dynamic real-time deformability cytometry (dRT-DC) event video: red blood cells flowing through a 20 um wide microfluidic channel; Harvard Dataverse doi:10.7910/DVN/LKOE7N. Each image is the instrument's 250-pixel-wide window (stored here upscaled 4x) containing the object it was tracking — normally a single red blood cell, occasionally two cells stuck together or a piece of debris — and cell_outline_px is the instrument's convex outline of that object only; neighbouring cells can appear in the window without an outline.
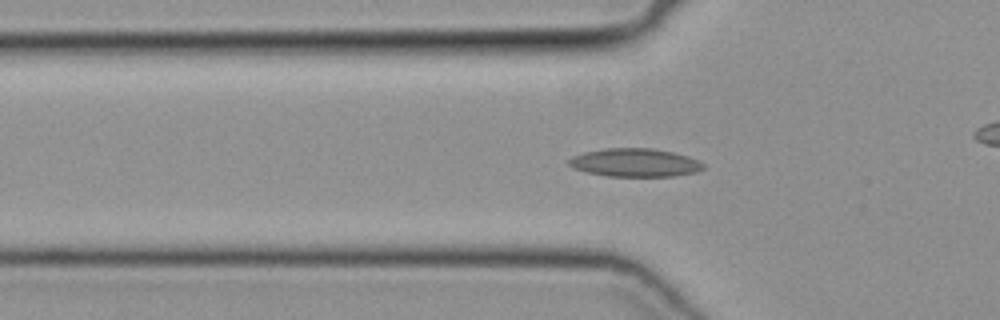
{"species": "common noctule bat (a hibernating species)", "species_latin": "Nyctalus noctula", "temperature_condition": "cold", "stored_images_in_passage": 33, "camera_frame_rate_fps": 3000, "um_per_image_px": 0.085, "animal": {"sex": "female", "body_mass_g": 19.3, "forearm_length_mm": 54.1}, "frame": {"image": 1, "passage_image": 5, "time_ms": 1.333, "image_size_px": [1000, 320], "cell_outline_px": [[704, 168], [696, 172], [676, 176], [608, 176], [588, 172], [572, 168], [568, 164], [568, 160], [572, 156], [584, 152], [604, 148], [652, 148], [672, 152], [688, 156], [704, 164]], "centroid_in_image_um": [53.95, 13.82], "position_along_channel_um": 71.8, "area_um2": 22.14}}
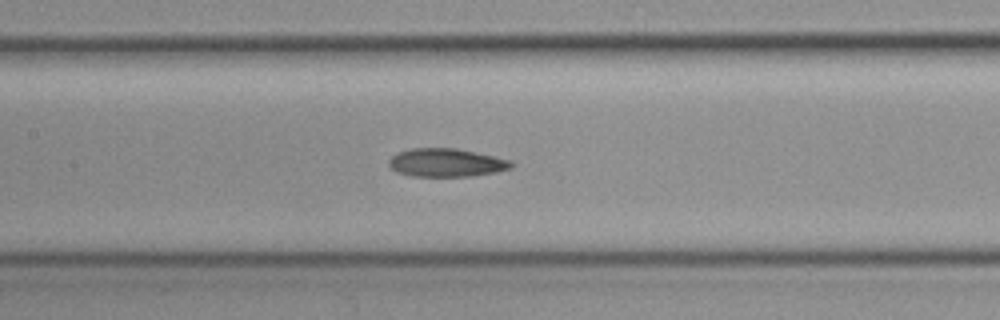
{"frame": {"image": 2, "passage_image": 12, "time_ms": 3.667, "image_size_px": [1000, 320], "cell_outline_px": [[512, 168], [496, 172], [472, 176], [412, 176], [396, 172], [388, 164], [388, 160], [392, 156], [400, 152], [412, 148], [456, 148], [476, 152], [512, 160]], "centroid_in_image_um": [37.95, 13.82], "position_along_channel_um": 169.5, "area_um2": 20.17}}
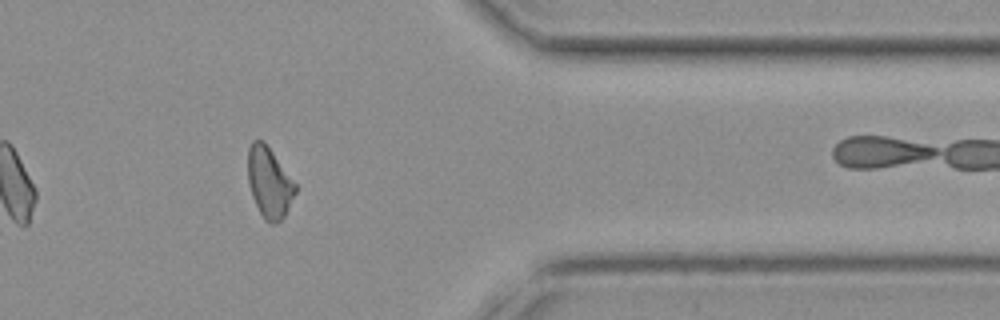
{"frame": {"image": 3, "passage_image": 29, "time_ms": 9.333, "image_size_px": [1000, 320], "cell_outline_px": [[296, 192], [284, 216], [276, 224], [268, 224], [264, 220], [252, 196], [248, 180], [248, 148], [252, 140], [264, 140], [296, 184]], "centroid_in_image_um": [22.88, 15.51], "position_along_channel_um": 388.5, "area_um2": 19.48}}